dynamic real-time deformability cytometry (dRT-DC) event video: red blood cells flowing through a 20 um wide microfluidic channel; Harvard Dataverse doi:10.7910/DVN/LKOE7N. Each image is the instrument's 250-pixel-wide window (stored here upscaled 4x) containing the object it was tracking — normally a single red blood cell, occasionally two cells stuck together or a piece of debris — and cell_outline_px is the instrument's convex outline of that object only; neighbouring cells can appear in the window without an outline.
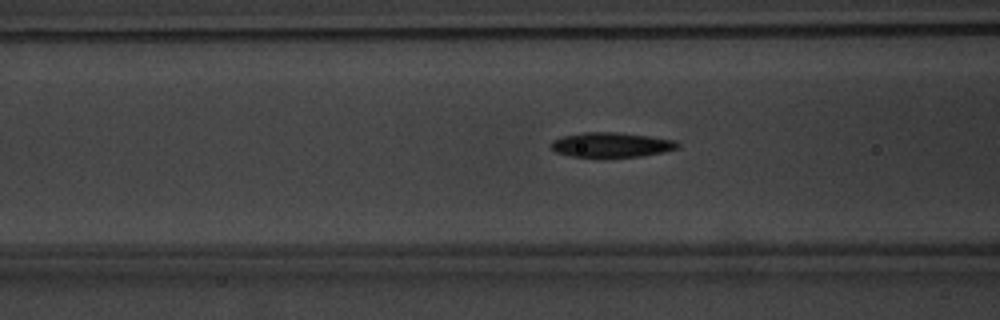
{"species": "common noctule bat (a hibernating species)", "species_latin": "Nyctalus noctula", "temperature_condition": "warm", "stored_images_in_passage": 48, "camera_frame_rate_fps": 3000, "um_per_image_px": 0.085, "animal": {"sex": "male", "body_mass_g": 20.1, "forearm_length_mm": 53.5}, "frame": {"image": 1, "passage_image": 22, "time_ms": 7.0, "image_size_px": [1000, 320], "cell_outline_px": [[680, 144], [676, 148], [660, 152], [640, 156], [572, 156], [556, 152], [552, 148], [552, 140], [564, 136], [584, 132], [616, 132], [648, 136], [676, 140]], "centroid_in_image_um": [51.96, 12.29], "position_along_channel_um": 114.6, "area_um2": 17.74}}
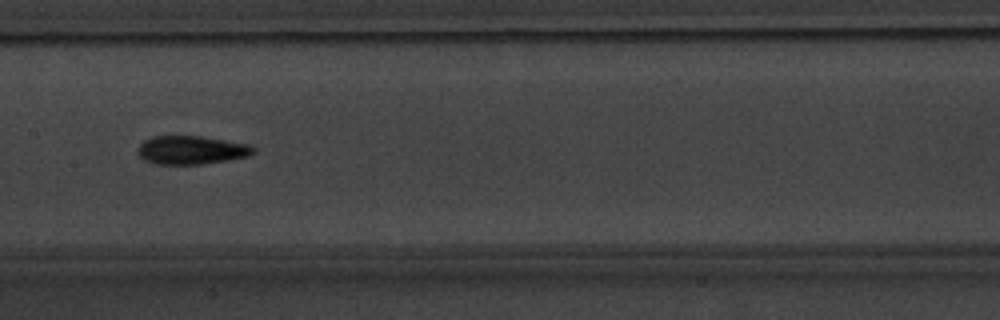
{"frame": {"image": 2, "passage_image": 28, "time_ms": 9.0, "image_size_px": [1000, 320], "cell_outline_px": [[256, 152], [248, 156], [228, 160], [204, 164], [156, 164], [144, 160], [136, 152], [140, 144], [144, 140], [152, 136], [200, 136], [252, 144], [256, 148]], "centroid_in_image_um": [16.3, 12.75], "position_along_channel_um": 191.1, "area_um2": 19.42}}
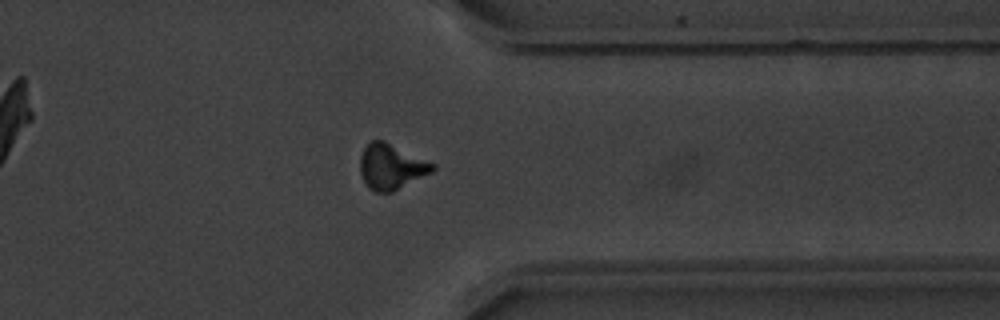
{"frame": {"image": 3, "passage_image": 43, "time_ms": 14.0, "image_size_px": [1000, 320], "cell_outline_px": [[436, 168], [432, 172], [392, 192], [376, 192], [368, 188], [360, 172], [360, 156], [364, 148], [372, 140], [384, 140], [436, 164]], "centroid_in_image_um": [33.26, 14.16], "position_along_channel_um": 378.1, "area_um2": 19.13}}